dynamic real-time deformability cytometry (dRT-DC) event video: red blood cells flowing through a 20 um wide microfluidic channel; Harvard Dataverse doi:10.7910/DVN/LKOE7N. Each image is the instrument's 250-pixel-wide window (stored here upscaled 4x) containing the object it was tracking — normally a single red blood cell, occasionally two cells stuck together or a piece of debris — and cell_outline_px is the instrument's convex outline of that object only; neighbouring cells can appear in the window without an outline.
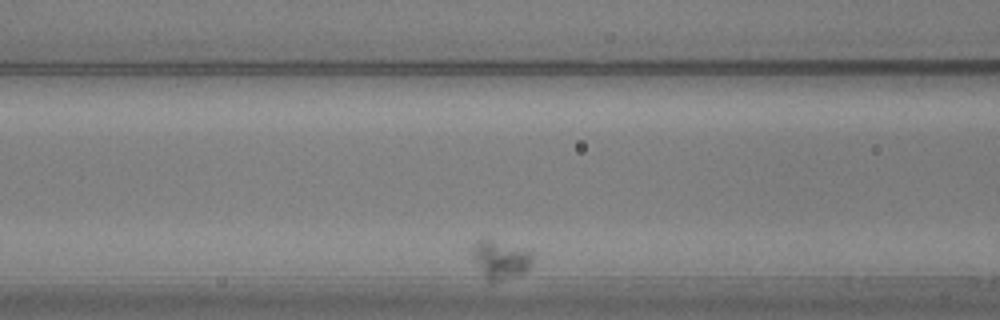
{"species": "common noctule bat (a hibernating species)", "species_latin": "Nyctalus noctula", "temperature_condition": "warm", "stored_images_in_passage": 38, "camera_frame_rate_fps": 3000, "um_per_image_px": 0.085, "animal": {"sex": "male", "body_mass_g": 20.5, "forearm_length_mm": 52.5}, "frame": {"image": 1, "passage_image": 9, "time_ms": 2.667, "image_size_px": [1000, 320], "cell_outline_px": [[532, 264], [524, 272], [496, 280], [488, 280], [472, 260], [472, 248], [480, 240], [492, 240], [528, 248], [532, 252]], "centroid_in_image_um": [42.56, 22.02], "position_along_channel_um": 124.0, "area_um2": 13.12}}
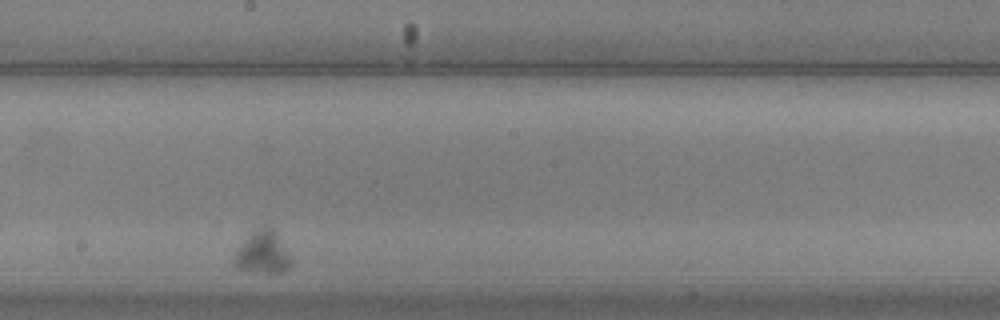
{"frame": {"image": 2, "passage_image": 22, "time_ms": 7.0, "image_size_px": [1000, 320], "cell_outline_px": [[292, 268], [280, 272], [264, 272], [236, 268], [232, 264], [232, 260], [240, 244], [256, 228], [264, 224], [268, 224], [276, 232], [292, 256]], "centroid_in_image_um": [22.36, 21.43], "position_along_channel_um": 225.8, "area_um2": 14.39}}
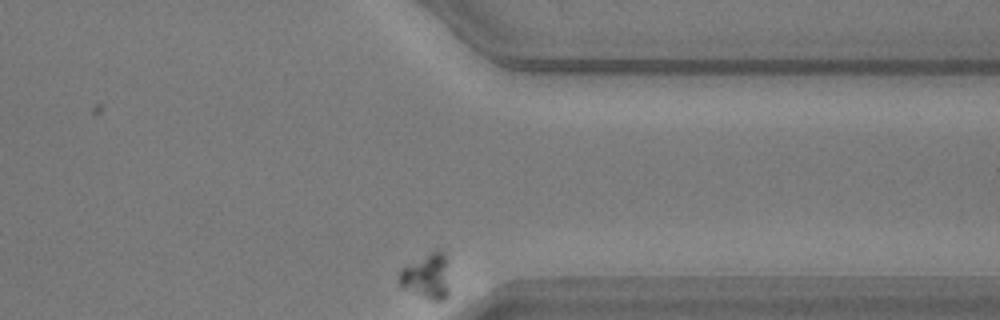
{"frame": {"image": 3, "passage_image": 38, "time_ms": 12.333, "image_size_px": [1000, 320], "cell_outline_px": [[448, 296], [444, 300], [432, 300], [400, 284], [396, 280], [400, 272], [404, 268], [432, 252], [444, 252], [448, 288]], "centroid_in_image_um": [36.29, 23.52], "position_along_channel_um": 375.1, "area_um2": 12.25}}